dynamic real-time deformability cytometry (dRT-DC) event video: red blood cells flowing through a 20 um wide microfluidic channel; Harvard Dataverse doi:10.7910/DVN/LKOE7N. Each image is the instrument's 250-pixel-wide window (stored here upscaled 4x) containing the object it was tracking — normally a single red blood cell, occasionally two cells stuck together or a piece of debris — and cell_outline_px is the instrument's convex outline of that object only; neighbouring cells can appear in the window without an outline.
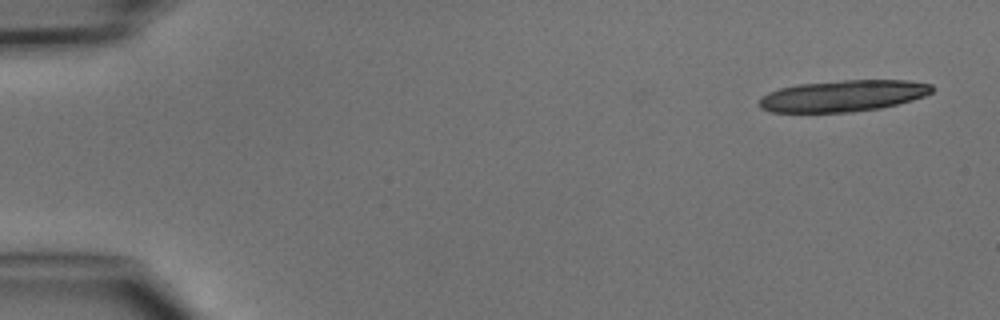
{"species": "common noctule bat (a hibernating species)", "species_latin": "Nyctalus noctula", "temperature_condition": "cold", "stored_images_in_passage": 5, "camera_frame_rate_fps": 3000, "um_per_image_px": 0.085, "animal": {"sex": "male", "body_mass_g": 15.6}, "frame": {"image": 1, "passage_image": 1, "time_ms": 0.0, "image_size_px": [1000, 320], "cell_outline_px": [[932, 92], [924, 96], [912, 100], [880, 108], [852, 112], [772, 112], [760, 108], [756, 104], [760, 96], [768, 92], [780, 88], [800, 84], [844, 80], [908, 80], [932, 84]], "centroid_in_image_um": [71.62, 8.15], "position_along_channel_um": 13.4, "area_um2": 31.73}}
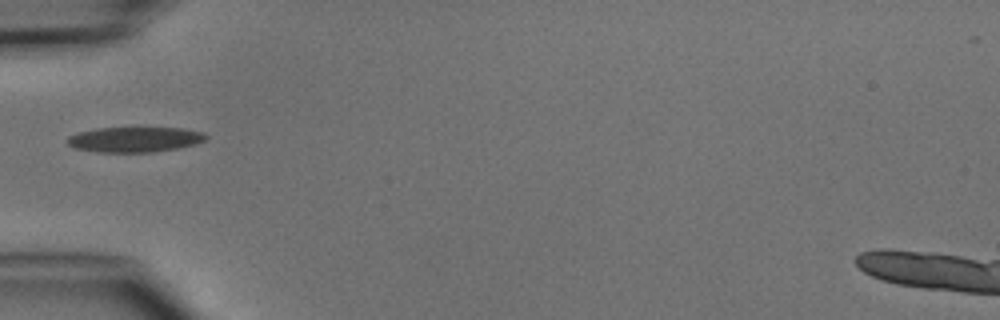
{"frame": {"image": 2, "passage_image": 5, "time_ms": 4.667, "image_size_px": [1000, 320], "cell_outline_px": [[208, 136], [204, 140], [196, 144], [176, 148], [152, 152], [96, 152], [76, 148], [68, 144], [68, 136], [80, 132], [96, 128], [184, 128], [204, 132]], "centroid_in_image_um": [11.48, 11.85], "position_along_channel_um": 73.5, "area_um2": 20.23}}